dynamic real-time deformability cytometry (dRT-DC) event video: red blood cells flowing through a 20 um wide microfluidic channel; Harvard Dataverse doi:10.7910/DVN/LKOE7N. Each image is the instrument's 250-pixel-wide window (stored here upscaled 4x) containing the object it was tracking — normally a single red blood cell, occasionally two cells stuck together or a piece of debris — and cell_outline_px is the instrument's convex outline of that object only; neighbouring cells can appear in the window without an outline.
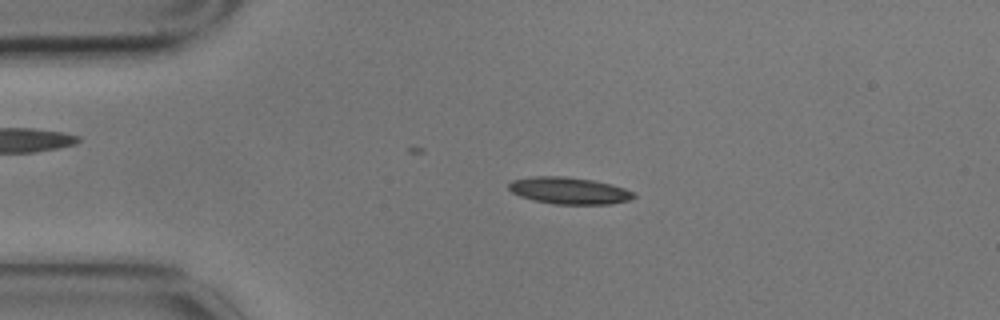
{"species": "common noctule bat (a hibernating species)", "species_latin": "Nyctalus noctula", "temperature_condition": "cold", "stored_images_in_passage": 4, "camera_frame_rate_fps": 3000, "um_per_image_px": 0.085, "animal": {"sex": "male", "body_mass_g": 17.9}, "frame": {"image": 1, "passage_image": 3, "time_ms": 0.667, "image_size_px": [1000, 320], "cell_outline_px": [[636, 196], [632, 200], [612, 204], [556, 204], [532, 200], [520, 196], [512, 192], [508, 188], [508, 184], [512, 180], [532, 176], [564, 176], [596, 180], [612, 184], [624, 188], [632, 192]], "centroid_in_image_um": [48.39, 16.2], "position_along_channel_um": 36.6, "area_um2": 19.77}}